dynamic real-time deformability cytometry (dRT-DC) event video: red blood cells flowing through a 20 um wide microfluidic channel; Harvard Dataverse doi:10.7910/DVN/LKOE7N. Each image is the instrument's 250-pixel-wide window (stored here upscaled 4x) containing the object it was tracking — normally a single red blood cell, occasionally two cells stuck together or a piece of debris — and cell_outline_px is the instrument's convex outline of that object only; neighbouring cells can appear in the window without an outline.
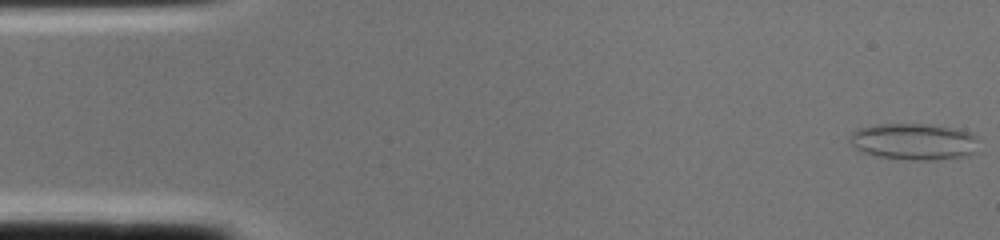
{"species": "common noctule bat (a hibernating species)", "species_latin": "Nyctalus noctula", "temperature_condition": "cold", "stored_images_in_passage": 2, "camera_frame_rate_fps": 3000, "um_per_image_px": 0.085, "animal": {"sex": "female", "body_mass_g": 22.0, "forearm_length_mm": 56.7}, "frame": {"image": 1, "passage_image": 1, "time_ms": 0.0, "image_size_px": [1000, 240], "cell_outline_px": [[980, 140], [976, 152], [968, 156], [936, 160], [916, 160], [876, 156], [860, 152], [848, 140], [852, 132], [856, 128], [876, 124], [928, 124], [956, 128], [972, 132]], "centroid_in_image_um": [77.72, 12.03], "position_along_channel_um": 7.3, "area_um2": 28.03}}
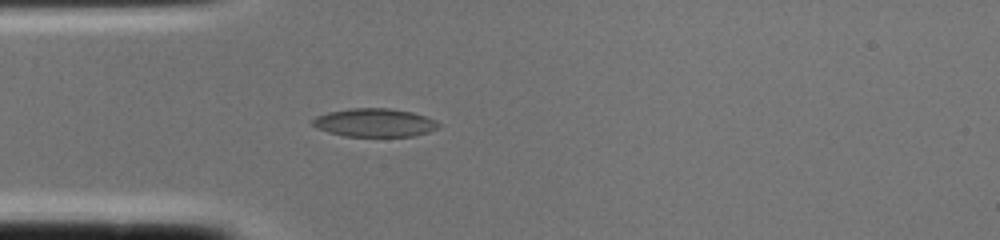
{"frame": {"image": 2, "passage_image": 2, "time_ms": 0.333, "image_size_px": [1000, 240], "cell_outline_px": [[440, 128], [428, 132], [412, 136], [344, 136], [328, 132], [316, 128], [312, 124], [312, 120], [316, 116], [328, 112], [352, 108], [388, 108], [412, 112], [436, 120], [440, 124]], "centroid_in_image_um": [31.84, 10.43], "position_along_channel_um": 53.2, "area_um2": 20.81}}